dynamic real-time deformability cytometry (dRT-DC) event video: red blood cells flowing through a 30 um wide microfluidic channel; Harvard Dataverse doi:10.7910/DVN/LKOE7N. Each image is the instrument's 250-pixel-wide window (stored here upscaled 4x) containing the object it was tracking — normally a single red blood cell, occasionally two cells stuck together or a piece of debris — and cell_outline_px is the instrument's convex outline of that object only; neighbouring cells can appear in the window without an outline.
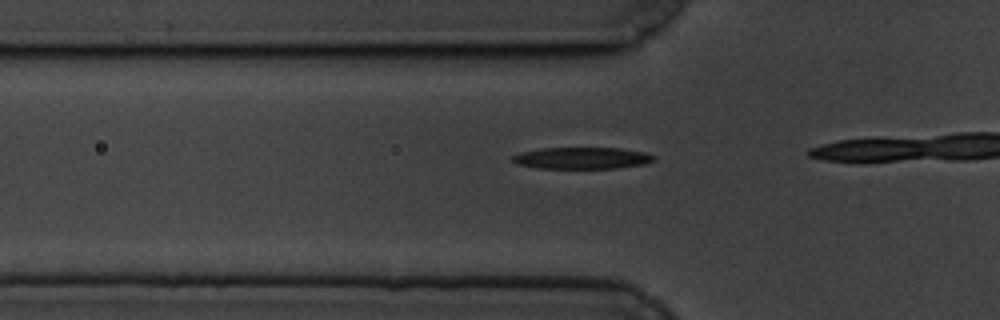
{"species": "common noctule bat (a hibernating species)", "species_latin": "Nyctalus noctula", "temperature_condition": "cold", "stored_images_in_passage": 10, "camera_frame_rate_fps": 3000, "um_per_image_px": 0.085, "animal": {"sex": "male", "body_mass_g": 19.5, "forearm_length_mm": 54.6}, "frame": {"image": 1, "passage_image": 7, "time_ms": 2.0, "image_size_px": [1000, 320], "cell_outline_px": [[656, 160], [644, 164], [616, 168], [536, 168], [516, 164], [512, 160], [512, 156], [520, 152], [540, 148], [620, 148], [644, 152], [656, 156]], "centroid_in_image_um": [49.46, 13.43], "position_along_channel_um": 76.3, "area_um2": 17.92}}